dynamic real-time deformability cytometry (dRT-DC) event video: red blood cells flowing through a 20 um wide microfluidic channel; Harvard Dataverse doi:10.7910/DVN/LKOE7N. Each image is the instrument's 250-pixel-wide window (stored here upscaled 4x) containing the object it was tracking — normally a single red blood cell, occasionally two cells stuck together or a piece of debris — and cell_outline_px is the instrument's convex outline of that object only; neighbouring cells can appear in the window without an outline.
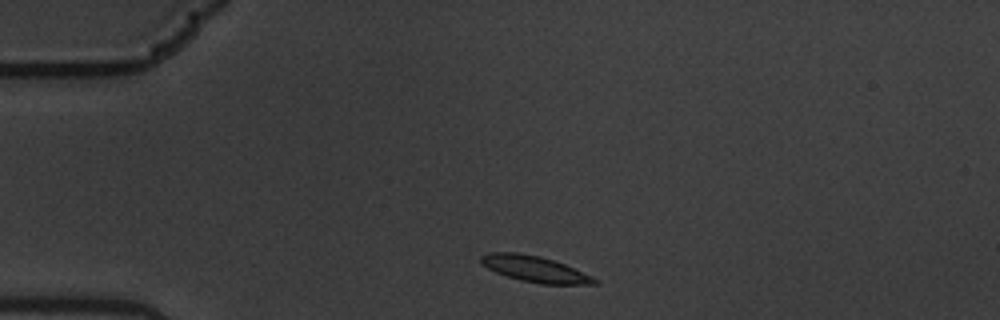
{"species": "common noctule bat (a hibernating species)", "species_latin": "Nyctalus noctula", "temperature_condition": "warm", "stored_images_in_passage": 2, "camera_frame_rate_fps": 3000, "um_per_image_px": 0.085, "animal": {"sex": "male", "body_mass_g": 19.5, "forearm_length_mm": 54.6}, "frame": {"image": 1, "passage_image": 1, "time_ms": 0.0, "image_size_px": [1000, 320], "cell_outline_px": [[600, 284], [540, 284], [520, 280], [496, 272], [488, 268], [480, 260], [480, 256], [488, 252], [520, 252], [540, 256], [564, 264], [592, 276], [600, 280]], "centroid_in_image_um": [45.48, 22.86], "position_along_channel_um": 39.5, "area_um2": 17.17}}